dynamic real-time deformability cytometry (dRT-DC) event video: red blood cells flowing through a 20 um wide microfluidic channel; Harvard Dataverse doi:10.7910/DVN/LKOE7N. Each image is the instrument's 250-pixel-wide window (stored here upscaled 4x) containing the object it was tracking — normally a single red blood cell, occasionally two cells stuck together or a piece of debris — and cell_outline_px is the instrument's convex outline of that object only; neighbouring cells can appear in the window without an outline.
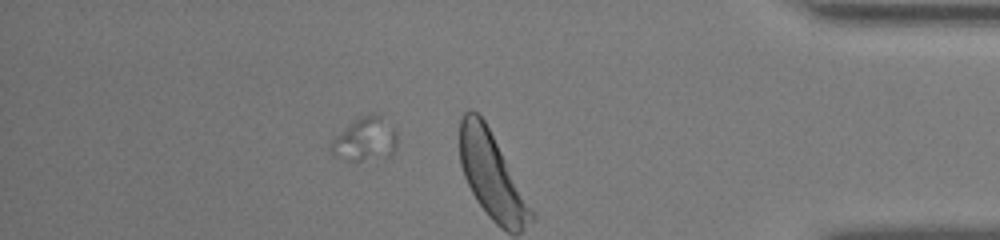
{"species": "human", "species_latin": "Homo sapiens", "temperature_condition": "warm", "stored_images_in_passage": 39, "segment_of_instrument_passage": [2, 2], "camera_frame_rate_fps": 3000, "um_per_image_px": 0.085, "donor": {"sex": "male"}, "frame": {"image": 1, "passage_image": 33, "time_ms": 10.667, "image_size_px": [1000, 240], "cell_outline_px": [[396, 148], [392, 156], [356, 164], [332, 152], [328, 148], [332, 140], [336, 136], [360, 116], [368, 112], [380, 112], [396, 128]], "centroid_in_image_um": [31.11, 11.84], "position_along_channel_um": 404.1, "area_um2": 17.57}}